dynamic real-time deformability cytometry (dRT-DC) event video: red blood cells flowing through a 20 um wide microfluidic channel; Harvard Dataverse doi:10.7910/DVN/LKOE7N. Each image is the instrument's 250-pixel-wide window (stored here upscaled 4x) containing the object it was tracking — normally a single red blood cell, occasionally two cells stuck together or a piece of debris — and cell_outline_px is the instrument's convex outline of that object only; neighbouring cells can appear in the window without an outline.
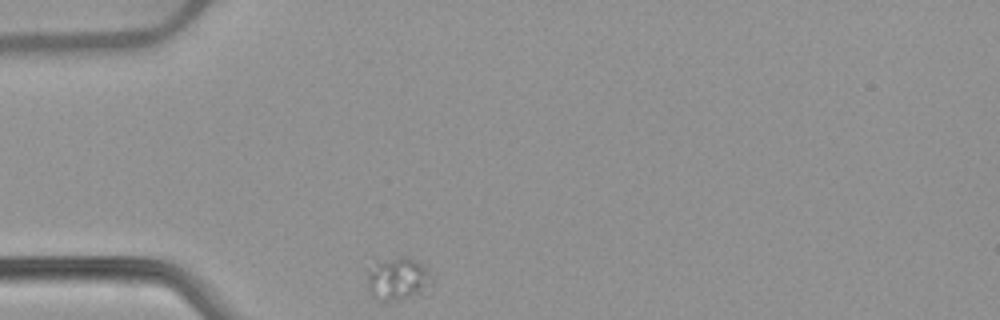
{"species": "common noctule bat (a hibernating species)", "species_latin": "Nyctalus noctula", "temperature_condition": "warm", "stored_images_in_passage": 31, "camera_frame_rate_fps": 3000, "um_per_image_px": 0.085, "animal": {"sex": "female", "body_mass_g": 22.7, "forearm_length_mm": 54.2}, "frame": {"image": 1, "passage_image": 1, "time_ms": 0.0, "image_size_px": [1000, 320], "cell_outline_px": [[432, 288], [424, 296], [400, 300], [376, 300], [368, 292], [368, 272], [376, 264], [400, 256], [408, 256], [416, 260], [428, 272], [432, 280]], "centroid_in_image_um": [33.89, 23.78], "position_along_channel_um": 51.1, "area_um2": 16.36}}
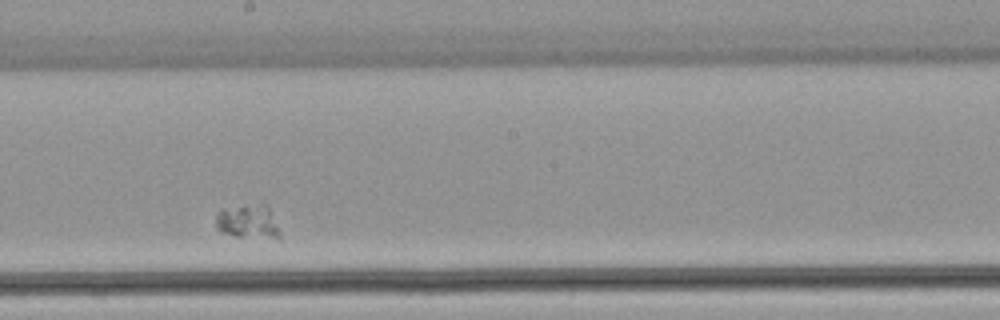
{"frame": {"image": 2, "passage_image": 18, "time_ms": 5.667, "image_size_px": [1000, 320], "cell_outline_px": [[280, 240], [236, 236], [220, 232], [216, 228], [216, 212], [264, 204], [268, 208], [280, 232]], "centroid_in_image_um": [21.11, 18.94], "position_along_channel_um": 227.1, "area_um2": 12.2}}
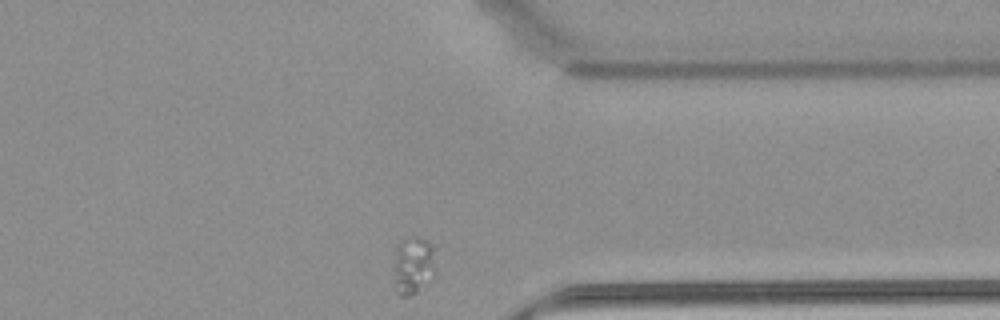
{"frame": {"image": 3, "passage_image": 31, "time_ms": 10.0, "image_size_px": [1000, 320], "cell_outline_px": [[432, 280], [416, 292], [408, 296], [400, 296], [396, 280], [396, 244], [404, 236], [420, 236], [428, 240], [432, 244]], "centroid_in_image_um": [35.13, 22.47], "position_along_channel_um": 376.3, "area_um2": 13.58}}